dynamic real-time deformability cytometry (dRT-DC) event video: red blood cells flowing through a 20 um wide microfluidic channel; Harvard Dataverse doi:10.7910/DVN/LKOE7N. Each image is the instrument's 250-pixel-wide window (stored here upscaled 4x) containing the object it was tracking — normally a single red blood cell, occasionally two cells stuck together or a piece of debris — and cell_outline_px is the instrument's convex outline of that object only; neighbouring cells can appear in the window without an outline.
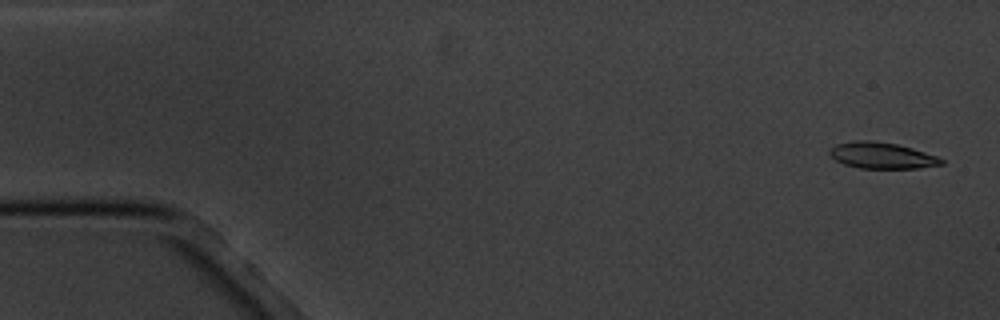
{"species": "common noctule bat (a hibernating species)", "species_latin": "Nyctalus noctula", "temperature_condition": "cold", "stored_images_in_passage": 4, "camera_frame_rate_fps": 3000, "um_per_image_px": 0.085, "animal": {"sex": "male", "body_mass_g": 20.1, "forearm_length_mm": 53.5}, "frame": {"image": 1, "passage_image": 1, "time_ms": 0.0, "image_size_px": [1000, 320], "cell_outline_px": [[944, 164], [916, 168], [860, 168], [844, 164], [836, 160], [828, 152], [828, 148], [836, 144], [856, 140], [872, 140], [896, 144], [912, 148], [936, 156], [944, 160]], "centroid_in_image_um": [74.92, 13.21], "position_along_channel_um": 10.1, "area_um2": 16.99}}
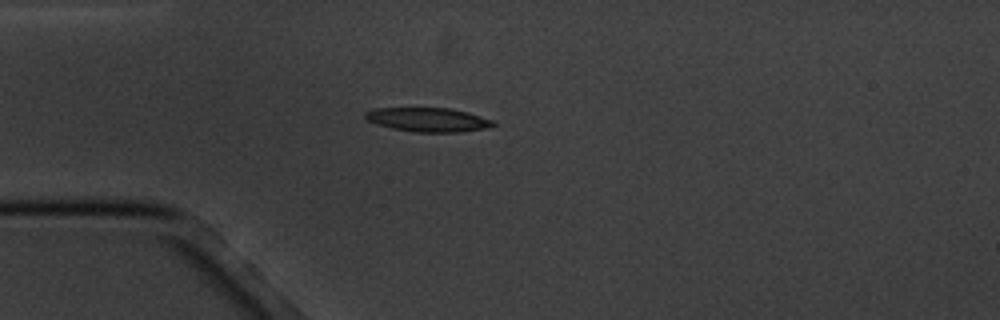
{"frame": {"image": 2, "passage_image": 4, "time_ms": 4.333, "image_size_px": [1000, 320], "cell_outline_px": [[496, 124], [484, 128], [460, 132], [416, 132], [392, 128], [376, 124], [368, 120], [364, 116], [364, 112], [376, 108], [452, 108], [468, 112], [492, 120]], "centroid_in_image_um": [36.36, 10.17], "position_along_channel_um": 48.6, "area_um2": 17.8}}